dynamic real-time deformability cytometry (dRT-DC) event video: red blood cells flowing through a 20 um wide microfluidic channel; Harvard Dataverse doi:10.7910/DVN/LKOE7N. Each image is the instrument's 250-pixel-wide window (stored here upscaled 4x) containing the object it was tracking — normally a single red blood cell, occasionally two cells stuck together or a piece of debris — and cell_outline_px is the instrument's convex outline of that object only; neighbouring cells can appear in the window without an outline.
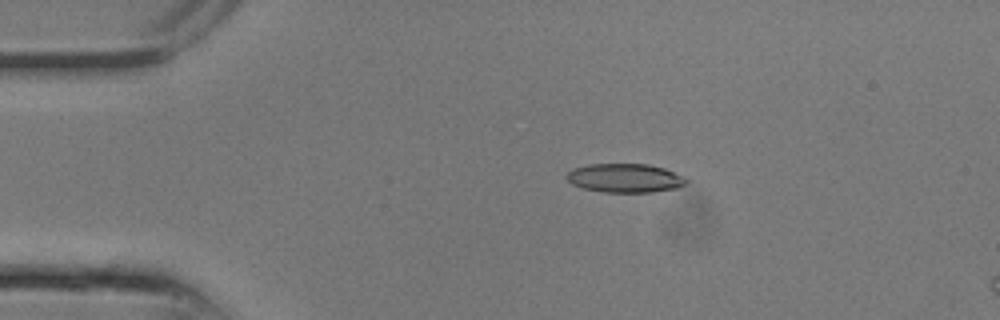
{"species": "common noctule bat (a hibernating species)", "species_latin": "Nyctalus noctula", "temperature_condition": "room temperature", "stored_images_in_passage": 7, "camera_frame_rate_fps": 3000, "um_per_image_px": 0.085, "animal": {"sex": "male", "body_mass_g": 13.3}, "frame": {"image": 1, "passage_image": 3, "time_ms": 0.667, "image_size_px": [1000, 320], "cell_outline_px": [[688, 184], [676, 188], [652, 192], [604, 192], [584, 188], [572, 184], [564, 176], [572, 168], [588, 164], [648, 164], [664, 168], [684, 176], [688, 180]], "centroid_in_image_um": [53.13, 15.13], "position_along_channel_um": 31.9, "area_um2": 20.23}}
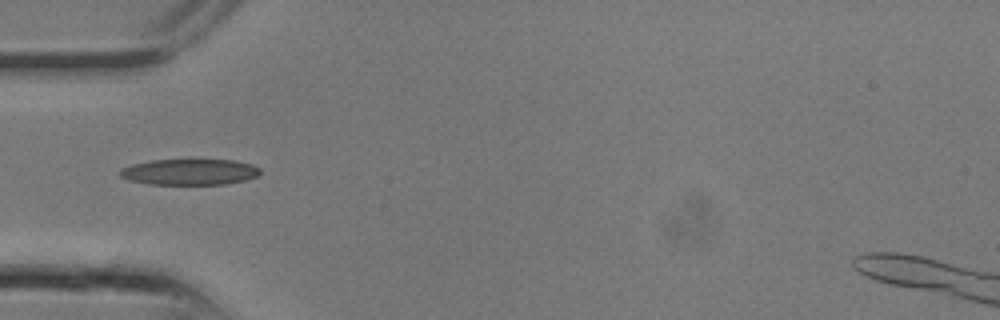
{"frame": {"image": 2, "passage_image": 6, "time_ms": 1.667, "image_size_px": [1000, 320], "cell_outline_px": [[260, 172], [256, 176], [244, 180], [224, 184], [148, 184], [128, 180], [120, 176], [116, 172], [120, 168], [132, 164], [152, 160], [236, 160], [252, 164], [260, 168]], "centroid_in_image_um": [16.06, 14.61], "position_along_channel_um": 68.9, "area_um2": 21.27}}